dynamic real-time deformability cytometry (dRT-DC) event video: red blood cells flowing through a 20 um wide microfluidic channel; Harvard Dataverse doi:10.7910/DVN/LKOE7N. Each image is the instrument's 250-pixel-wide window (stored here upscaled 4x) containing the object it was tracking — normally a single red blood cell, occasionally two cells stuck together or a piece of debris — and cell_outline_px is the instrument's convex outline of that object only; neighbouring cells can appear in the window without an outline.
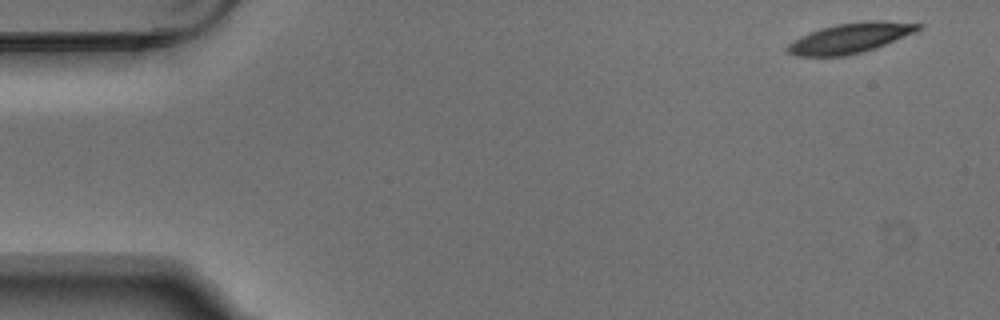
{"species": "Egyptian fruit bat (a non-hibernating species)", "species_latin": "Rousettus aegyptiacus", "temperature_condition": "warm", "stored_images_in_passage": 6, "camera_frame_rate_fps": 3000, "um_per_image_px": 0.085, "animal": {"sex": "male"}, "frame": {"image": 1, "passage_image": 1, "time_ms": 0.0, "image_size_px": [1000, 320], "cell_outline_px": [[924, 24], [920, 28], [912, 32], [876, 48], [844, 56], [796, 56], [788, 52], [784, 48], [792, 40], [808, 32], [820, 28], [836, 24], [864, 20], [880, 20]], "centroid_in_image_um": [72.19, 3.22], "position_along_channel_um": 12.8, "area_um2": 22.83}}
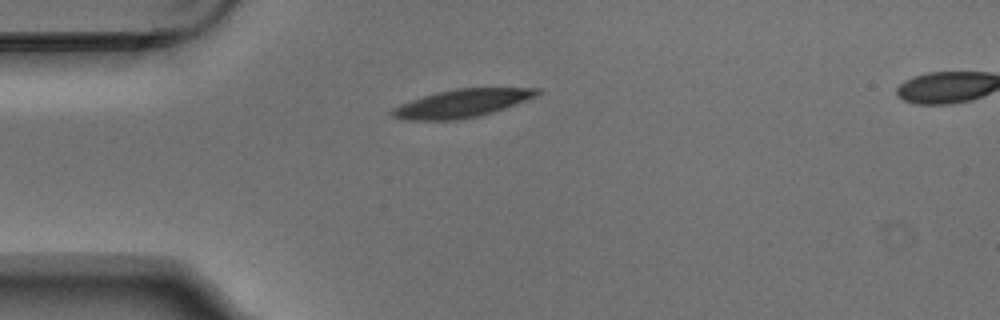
{"frame": {"image": 2, "passage_image": 4, "time_ms": 1.0, "image_size_px": [1000, 320], "cell_outline_px": [[540, 92], [536, 96], [504, 108], [480, 116], [452, 120], [404, 120], [392, 116], [388, 112], [392, 108], [400, 104], [436, 92], [456, 88], [540, 88]], "centroid_in_image_um": [39.21, 8.79], "position_along_channel_um": 45.8, "area_um2": 23.52}}
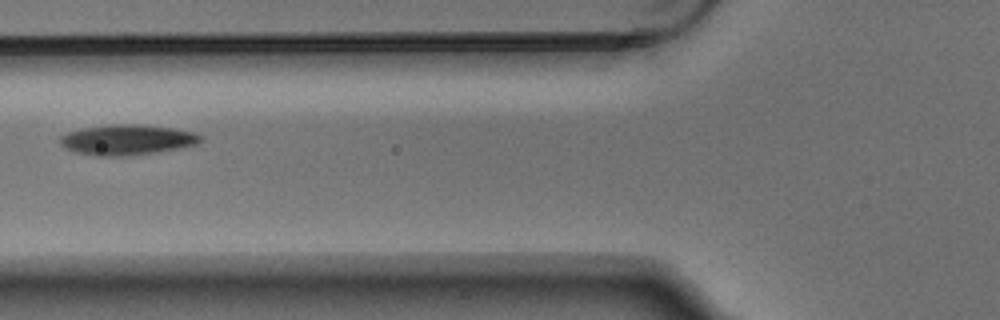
{"frame": {"image": 3, "passage_image": 6, "time_ms": 1.667, "image_size_px": [1000, 320], "cell_outline_px": [[204, 140], [200, 144], [156, 152], [124, 156], [96, 156], [76, 152], [60, 144], [60, 136], [68, 132], [84, 128], [108, 124], [140, 124], [172, 128], [196, 132]], "centroid_in_image_um": [10.84, 11.87], "position_along_channel_um": 115.0, "area_um2": 24.85}}